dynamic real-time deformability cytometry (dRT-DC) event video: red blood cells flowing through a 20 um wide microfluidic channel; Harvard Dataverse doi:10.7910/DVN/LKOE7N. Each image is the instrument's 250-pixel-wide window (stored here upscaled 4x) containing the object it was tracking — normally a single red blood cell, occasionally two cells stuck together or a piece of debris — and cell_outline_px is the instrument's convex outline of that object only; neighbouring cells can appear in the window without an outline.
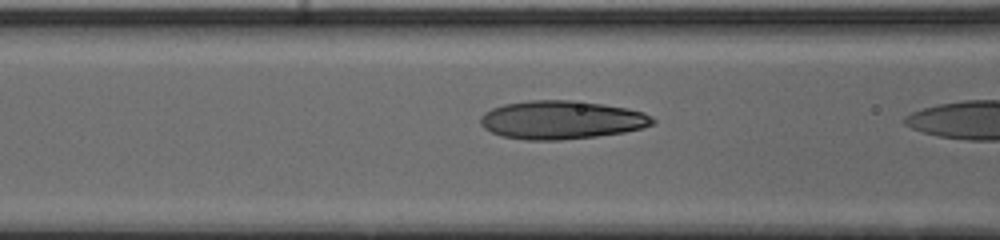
{"species": "human", "species_latin": "Homo sapiens", "temperature_condition": "cold", "stored_images_in_passage": 23, "camera_frame_rate_fps": 3000, "um_per_image_px": 0.085, "donor": {"sex": "male"}, "frame": {"image": 1, "passage_image": 22, "time_ms": 7.0, "image_size_px": [1000, 240], "cell_outline_px": [[656, 124], [624, 132], [596, 136], [560, 140], [524, 140], [500, 136], [484, 128], [480, 124], [480, 116], [484, 112], [492, 108], [504, 104], [528, 100], [572, 100], [604, 104], [628, 108], [644, 112], [652, 116], [656, 120]], "centroid_in_image_um": [47.73, 10.19], "position_along_channel_um": 118.9, "area_um2": 38.84}}